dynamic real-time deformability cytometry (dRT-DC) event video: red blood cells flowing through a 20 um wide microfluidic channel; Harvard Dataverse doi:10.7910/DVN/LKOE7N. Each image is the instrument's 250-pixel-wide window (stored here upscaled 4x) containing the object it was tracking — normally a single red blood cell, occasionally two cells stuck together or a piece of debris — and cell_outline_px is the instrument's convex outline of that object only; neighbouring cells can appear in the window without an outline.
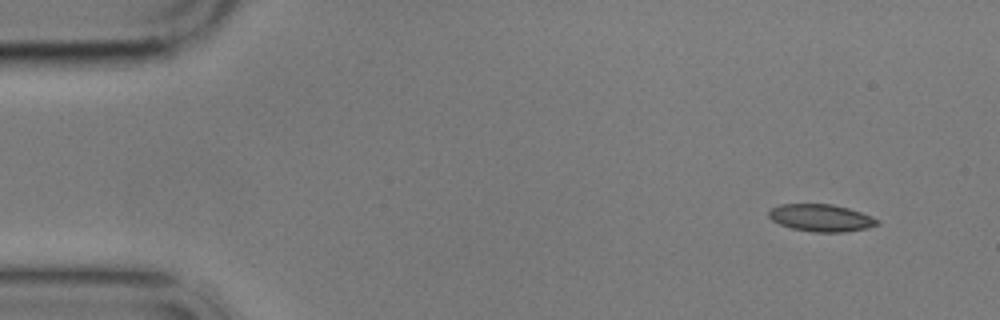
{"species": "common noctule bat (a hibernating species)", "species_latin": "Nyctalus noctula", "temperature_condition": "cold", "stored_images_in_passage": 5, "camera_frame_rate_fps": 3000, "um_per_image_px": 0.085, "animal": {"sex": "male", "body_mass_g": 17.9}, "frame": {"image": 1, "passage_image": 1, "time_ms": 0.0, "image_size_px": [1000, 320], "cell_outline_px": [[880, 224], [868, 228], [844, 232], [812, 232], [792, 228], [780, 224], [772, 220], [768, 216], [768, 212], [772, 208], [780, 204], [832, 204], [848, 208], [872, 216], [880, 220]], "centroid_in_image_um": [69.81, 18.52], "position_along_channel_um": 15.2, "area_um2": 17.28}}
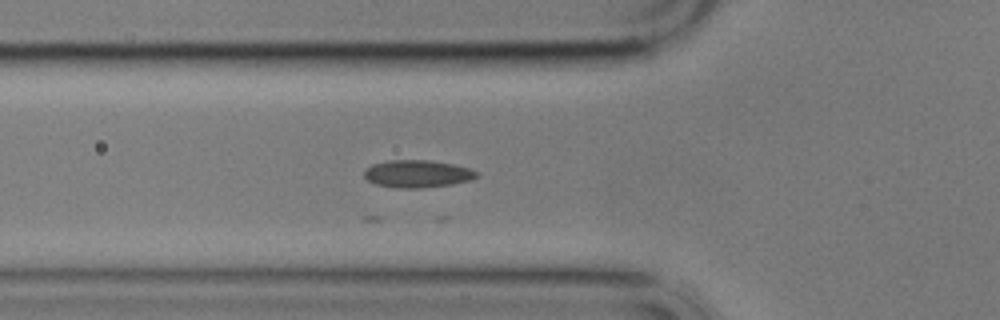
{"frame": {"image": 2, "passage_image": 5, "time_ms": 5.0, "image_size_px": [1000, 320], "cell_outline_px": [[480, 172], [472, 180], [452, 184], [420, 188], [396, 188], [376, 184], [368, 180], [364, 176], [364, 168], [372, 164], [388, 160], [432, 160], [452, 164], [468, 168]], "centroid_in_image_um": [35.46, 14.77], "position_along_channel_um": 90.3, "area_um2": 18.09}}